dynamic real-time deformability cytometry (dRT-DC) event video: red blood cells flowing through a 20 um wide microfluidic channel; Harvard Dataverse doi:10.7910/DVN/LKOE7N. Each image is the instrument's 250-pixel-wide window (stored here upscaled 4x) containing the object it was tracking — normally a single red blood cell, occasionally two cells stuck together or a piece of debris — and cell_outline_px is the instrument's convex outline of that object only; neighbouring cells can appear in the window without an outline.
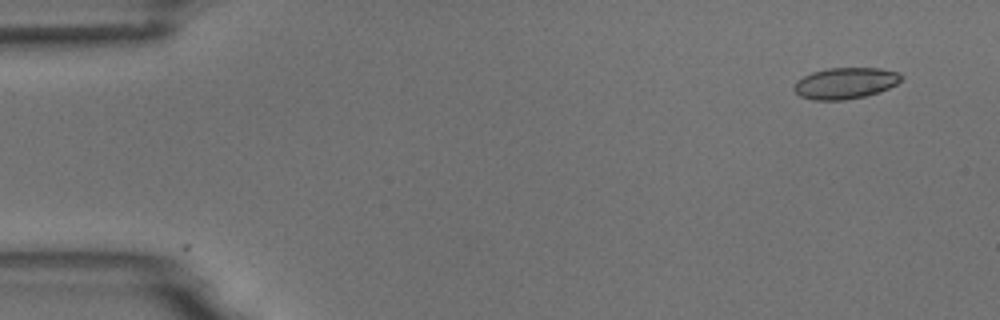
{"species": "common noctule bat (a hibernating species)", "species_latin": "Nyctalus noctula", "temperature_condition": "room temperature", "stored_images_in_passage": 7, "camera_frame_rate_fps": 3000, "um_per_image_px": 0.085, "animal": {"sex": "male", "body_mass_g": 18.8}, "frame": {"image": 1, "passage_image": 2, "time_ms": 1.0, "image_size_px": [1000, 320], "cell_outline_px": [[904, 76], [896, 84], [880, 92], [864, 96], [844, 100], [812, 100], [800, 96], [792, 88], [796, 80], [812, 72], [828, 68], [880, 68], [900, 72]], "centroid_in_image_um": [71.85, 7.07], "position_along_channel_um": 13.2, "area_um2": 19.65}}
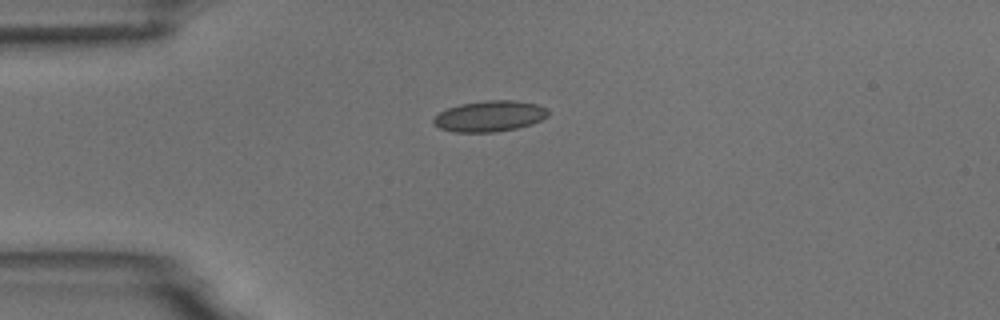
{"frame": {"image": 2, "passage_image": 5, "time_ms": 4.333, "image_size_px": [1000, 320], "cell_outline_px": [[548, 116], [532, 124], [516, 128], [496, 132], [452, 132], [440, 128], [432, 124], [432, 120], [440, 112], [448, 108], [460, 104], [484, 100], [516, 100], [536, 104], [548, 108]], "centroid_in_image_um": [41.61, 9.87], "position_along_channel_um": 43.4, "area_um2": 20.75}}